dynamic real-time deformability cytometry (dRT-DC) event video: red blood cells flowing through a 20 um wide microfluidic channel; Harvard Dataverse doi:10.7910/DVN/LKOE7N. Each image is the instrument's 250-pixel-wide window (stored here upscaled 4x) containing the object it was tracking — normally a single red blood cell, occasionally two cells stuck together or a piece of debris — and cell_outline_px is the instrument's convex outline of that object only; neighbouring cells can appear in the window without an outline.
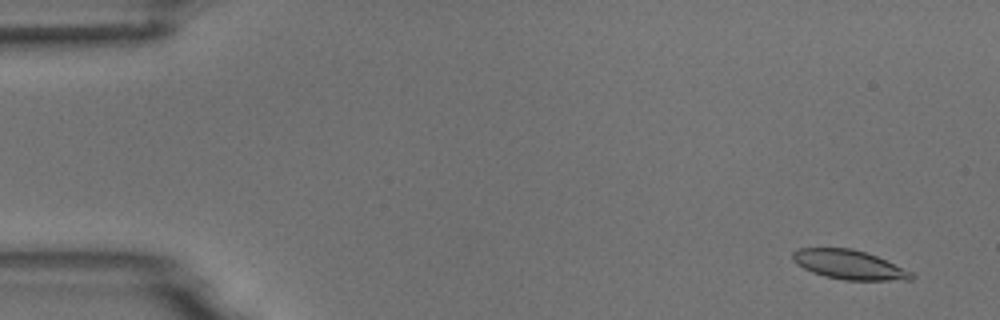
{"species": "common noctule bat (a hibernating species)", "species_latin": "Nyctalus noctula", "temperature_condition": "room temperature", "stored_images_in_passage": 7, "camera_frame_rate_fps": 3000, "um_per_image_px": 0.085, "animal": {"sex": "male", "body_mass_g": 18.8}, "frame": {"image": 1, "passage_image": 2, "time_ms": 1.0, "image_size_px": [1000, 320], "cell_outline_px": [[916, 276], [912, 280], [844, 280], [824, 276], [812, 272], [796, 264], [792, 260], [792, 252], [800, 248], [852, 248], [876, 256], [912, 272]], "centroid_in_image_um": [72.16, 22.5], "position_along_channel_um": 12.8, "area_um2": 20.17}}
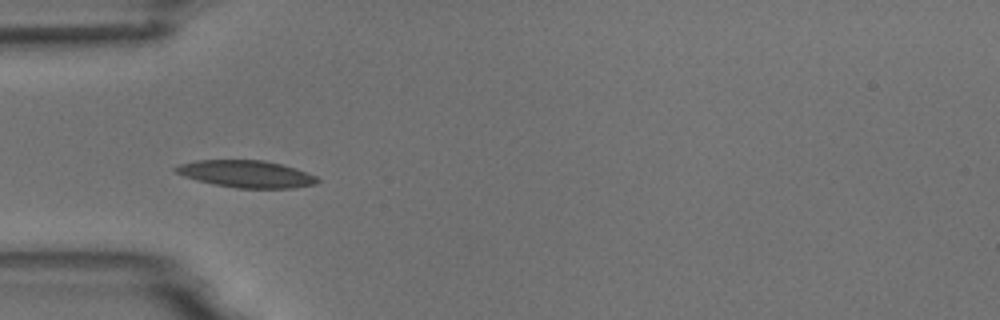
{"frame": {"image": 2, "passage_image": 6, "time_ms": 5.667, "image_size_px": [1000, 320], "cell_outline_px": [[320, 180], [316, 184], [292, 188], [236, 188], [212, 184], [196, 180], [184, 176], [176, 172], [172, 168], [180, 164], [196, 160], [264, 160], [296, 168], [316, 176]], "centroid_in_image_um": [20.92, 14.79], "position_along_channel_um": 64.1, "area_um2": 22.43}}